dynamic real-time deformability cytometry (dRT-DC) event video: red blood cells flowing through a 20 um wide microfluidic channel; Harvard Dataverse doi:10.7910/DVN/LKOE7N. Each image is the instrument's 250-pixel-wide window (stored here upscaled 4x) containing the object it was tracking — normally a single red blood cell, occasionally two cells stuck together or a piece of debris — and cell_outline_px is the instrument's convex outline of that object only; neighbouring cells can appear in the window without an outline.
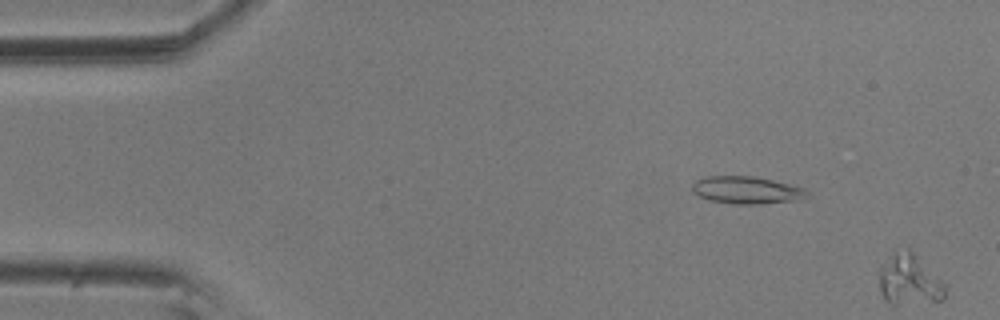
{"species": "common noctule bat (a hibernating species)", "species_latin": "Nyctalus noctula", "temperature_condition": "room temperature", "stored_images_in_passage": 10, "camera_frame_rate_fps": 3000, "um_per_image_px": 0.085, "animal": {"sex": "male", "body_mass_g": 20.5, "forearm_length_mm": 52.5}, "frame": {"image": 1, "passage_image": 1, "time_ms": 0.0, "image_size_px": [1000, 320], "cell_outline_px": [[948, 288], [944, 300], [896, 304], [888, 304], [884, 300], [880, 292], [880, 264], [892, 248], [908, 248], [948, 284]], "centroid_in_image_um": [77.29, 23.74], "position_along_channel_um": 7.7, "area_um2": 20.35}}
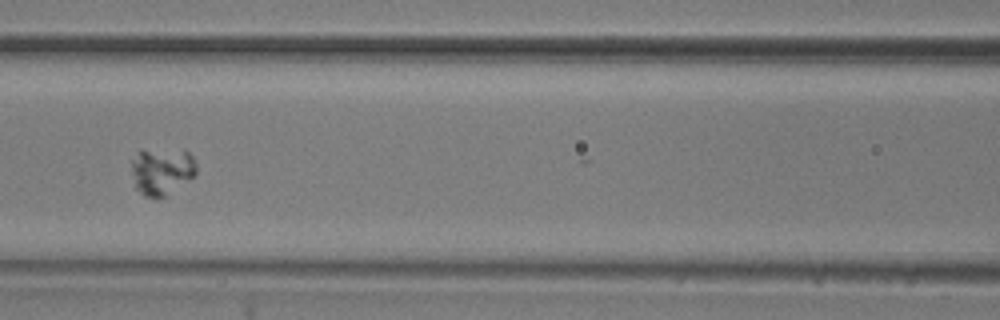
{"frame": {"image": 2, "passage_image": 8, "time_ms": 2.333, "image_size_px": [1000, 320], "cell_outline_px": [[196, 172], [192, 176], [164, 196], [144, 196], [136, 188], [132, 172], [132, 160], [136, 152], [140, 148], [184, 148], [196, 160]], "centroid_in_image_um": [13.74, 14.44], "position_along_channel_um": 152.9, "area_um2": 18.03}}
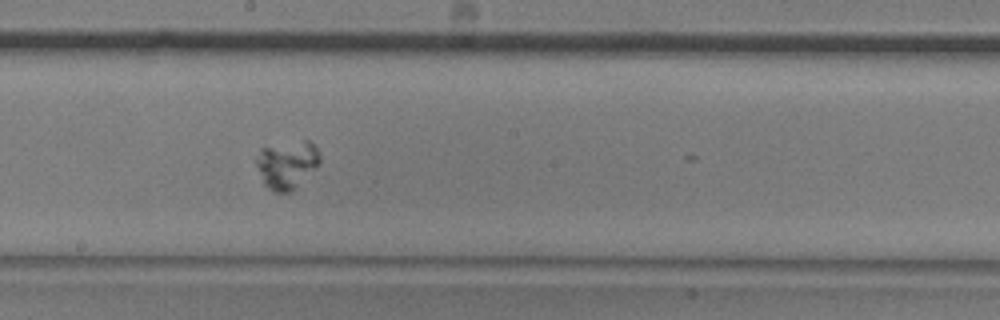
{"frame": {"image": 3, "passage_image": 10, "time_ms": 3.0, "image_size_px": [1000, 320], "cell_outline_px": [[320, 160], [296, 188], [292, 192], [276, 192], [268, 188], [264, 184], [256, 164], [256, 160], [260, 148], [304, 140], [308, 140], [316, 148], [320, 156]], "centroid_in_image_um": [24.36, 14.0], "position_along_channel_um": 223.8, "area_um2": 17.28}}